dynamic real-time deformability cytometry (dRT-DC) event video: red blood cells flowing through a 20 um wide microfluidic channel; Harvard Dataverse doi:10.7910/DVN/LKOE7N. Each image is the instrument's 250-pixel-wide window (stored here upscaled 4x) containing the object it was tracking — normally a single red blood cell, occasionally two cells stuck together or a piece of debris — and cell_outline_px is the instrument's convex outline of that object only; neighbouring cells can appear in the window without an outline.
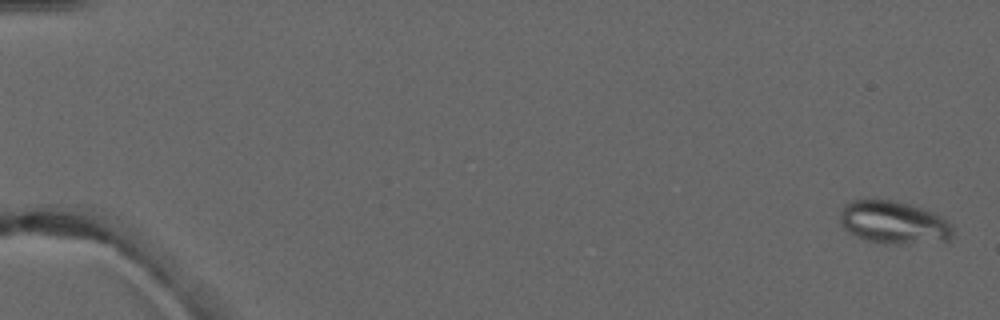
{"species": "common noctule bat (a hibernating species)", "species_latin": "Nyctalus noctula", "temperature_condition": "warm", "stored_images_in_passage": 2, "camera_frame_rate_fps": 3000, "um_per_image_px": 0.085, "animal": {"sex": "male", "forearm_length_mm": 52.5}, "frame": {"image": 1, "passage_image": 2, "time_ms": 1.333, "image_size_px": [1000, 320], "cell_outline_px": [[952, 236], [948, 240], [900, 244], [884, 244], [868, 240], [844, 228], [840, 224], [840, 212], [852, 200], [864, 196], [892, 200], [908, 204], [932, 212], [940, 216], [952, 224]], "centroid_in_image_um": [75.94, 18.87], "position_along_channel_um": 9.1, "area_um2": 28.15}}